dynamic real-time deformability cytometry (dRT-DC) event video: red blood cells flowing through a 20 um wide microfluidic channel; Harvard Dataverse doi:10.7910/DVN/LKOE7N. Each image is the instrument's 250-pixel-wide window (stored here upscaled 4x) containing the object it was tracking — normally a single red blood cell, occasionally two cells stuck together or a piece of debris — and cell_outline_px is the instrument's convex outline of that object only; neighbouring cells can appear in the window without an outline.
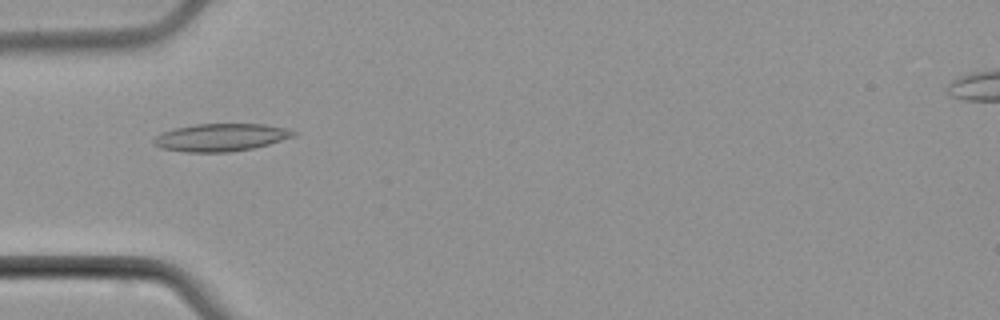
{"species": "common noctule bat (a hibernating species)", "species_latin": "Nyctalus noctula", "temperature_condition": "cold", "stored_images_in_passage": 3, "camera_frame_rate_fps": 3000, "um_per_image_px": 0.085, "animal": {"sex": "male", "body_mass_g": 21.5, "forearm_length_mm": 52.0}, "frame": {"image": 1, "passage_image": 1, "time_ms": 0.0, "image_size_px": [1000, 320], "cell_outline_px": [[296, 136], [268, 144], [252, 148], [228, 152], [184, 152], [160, 148], [152, 144], [152, 140], [156, 136], [164, 132], [176, 128], [196, 124], [264, 124], [284, 128], [296, 132]], "centroid_in_image_um": [18.74, 11.68], "position_along_channel_um": 66.3, "area_um2": 22.37}}
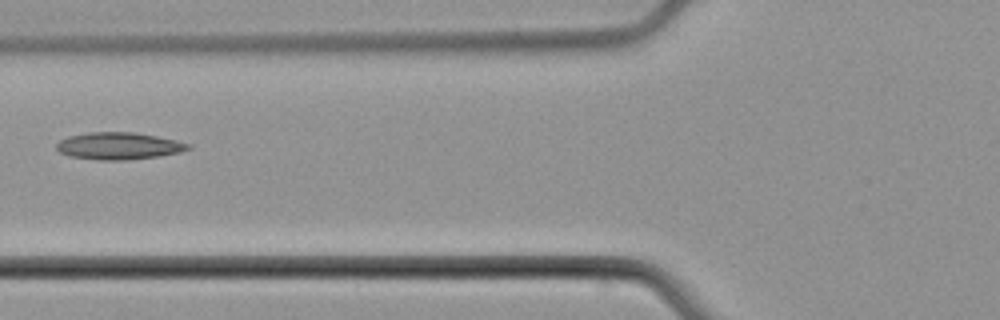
{"frame": {"image": 2, "passage_image": 2, "time_ms": 1.333, "image_size_px": [1000, 320], "cell_outline_px": [[192, 148], [180, 152], [160, 156], [128, 160], [96, 160], [68, 156], [60, 152], [56, 148], [56, 144], [60, 140], [68, 136], [88, 132], [136, 132], [176, 140], [192, 144]], "centroid_in_image_um": [10.1, 12.41], "position_along_channel_um": 115.7, "area_um2": 21.04}}
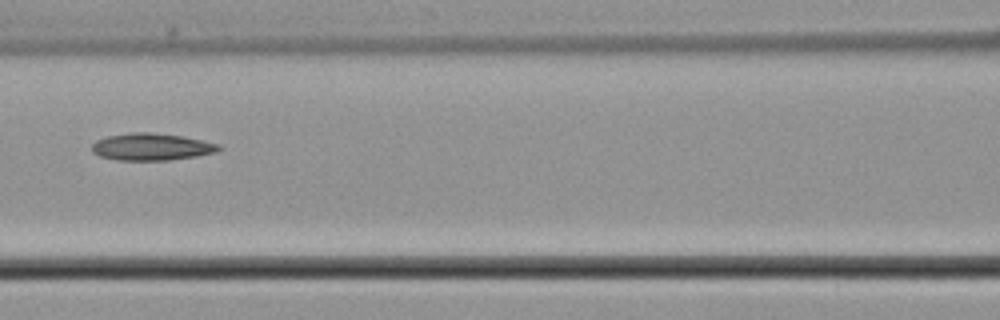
{"frame": {"image": 3, "passage_image": 3, "time_ms": 2.333, "image_size_px": [1000, 320], "cell_outline_px": [[224, 148], [216, 152], [196, 156], [168, 160], [116, 160], [100, 156], [92, 152], [92, 144], [96, 140], [108, 136], [132, 132], [152, 132], [184, 136], [220, 144]], "centroid_in_image_um": [12.91, 12.47], "position_along_channel_um": 153.7, "area_um2": 20.17}}